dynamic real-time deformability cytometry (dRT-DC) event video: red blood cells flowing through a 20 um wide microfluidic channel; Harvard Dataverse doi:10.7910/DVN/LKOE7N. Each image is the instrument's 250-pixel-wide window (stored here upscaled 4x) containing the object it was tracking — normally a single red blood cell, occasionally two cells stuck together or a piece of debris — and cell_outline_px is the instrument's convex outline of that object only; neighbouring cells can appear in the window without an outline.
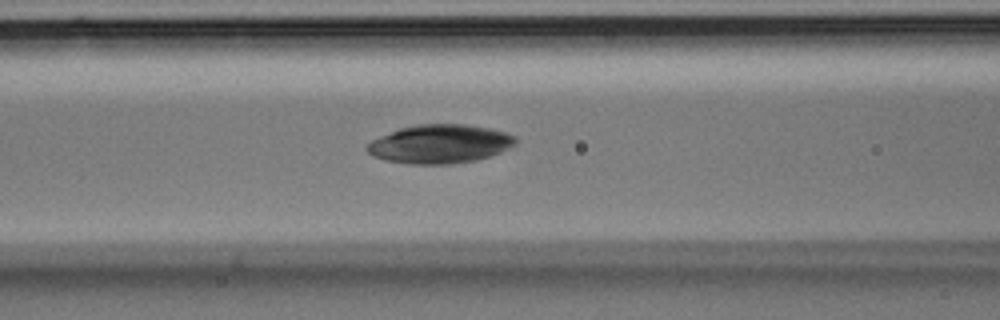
{"species": "Egyptian fruit bat (a non-hibernating species)", "species_latin": "Rousettus aegyptiacus", "temperature_condition": "room temperature", "stored_images_in_passage": 37, "camera_frame_rate_fps": 3000, "um_per_image_px": 0.085, "animal": {"sex": "male"}, "frame": {"image": 1, "passage_image": 15, "time_ms": 4.667, "image_size_px": [1000, 320], "cell_outline_px": [[516, 144], [500, 152], [476, 160], [452, 164], [408, 164], [384, 160], [372, 156], [364, 148], [372, 140], [380, 136], [400, 128], [416, 124], [464, 124], [488, 128], [504, 132], [516, 136]], "centroid_in_image_um": [37.36, 12.24], "position_along_channel_um": 129.2, "area_um2": 33.52}}
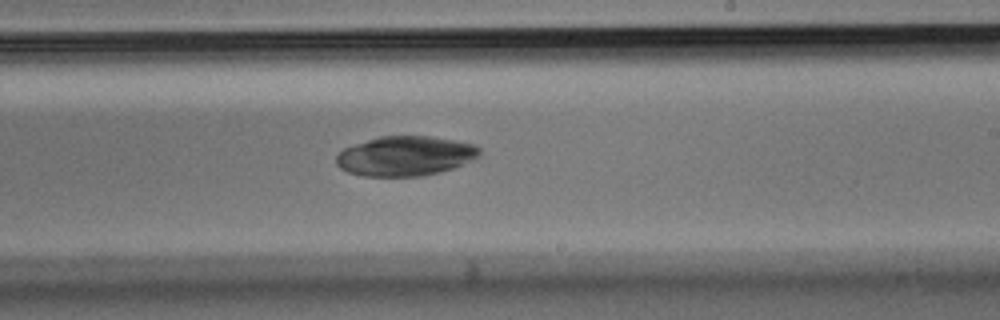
{"frame": {"image": 2, "passage_image": 22, "time_ms": 7.0, "image_size_px": [1000, 320], "cell_outline_px": [[480, 156], [476, 160], [440, 172], [420, 176], [364, 176], [348, 172], [340, 168], [336, 164], [336, 156], [344, 148], [380, 136], [432, 136], [456, 140], [476, 144], [480, 148]], "centroid_in_image_um": [34.5, 13.26], "position_along_channel_um": 254.5, "area_um2": 33.35}}
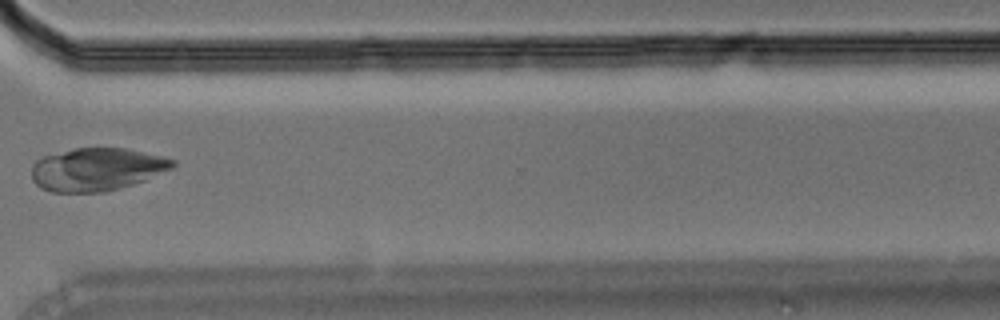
{"frame": {"image": 3, "passage_image": 28, "time_ms": 9.0, "image_size_px": [1000, 320], "cell_outline_px": [[176, 164], [172, 168], [144, 180], [120, 188], [104, 192], [52, 192], [40, 188], [32, 180], [32, 164], [36, 160], [44, 156], [72, 148], [124, 148], [164, 156], [176, 160]], "centroid_in_image_um": [8.21, 14.39], "position_along_channel_um": 362.4, "area_um2": 35.32}}